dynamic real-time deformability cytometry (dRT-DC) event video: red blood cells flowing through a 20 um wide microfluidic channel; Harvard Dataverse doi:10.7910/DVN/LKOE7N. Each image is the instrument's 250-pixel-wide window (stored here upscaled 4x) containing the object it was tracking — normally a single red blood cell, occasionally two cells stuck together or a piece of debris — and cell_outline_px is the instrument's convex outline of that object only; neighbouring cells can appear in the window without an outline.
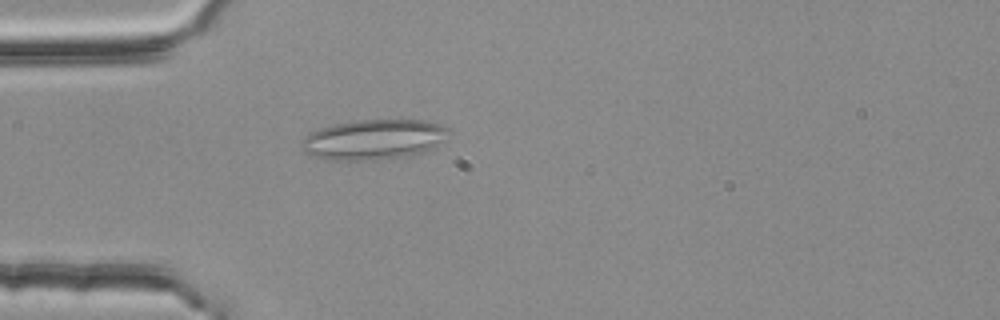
{"species": "common noctule bat (a hibernating species)", "species_latin": "Nyctalus noctula", "temperature_condition": "room temperature", "stored_images_in_passage": 48, "segment_of_instrument_passage": [1, 2], "camera_frame_rate_fps": 3000, "um_per_image_px": 0.085, "animal": {"sex": "female", "body_mass_g": 25.1}, "frame": {"image": 1, "passage_image": 9, "time_ms": 2.667, "image_size_px": [1000, 320], "cell_outline_px": [[452, 132], [448, 140], [432, 148], [408, 156], [380, 160], [328, 160], [312, 156], [304, 152], [300, 148], [300, 144], [304, 136], [320, 128], [332, 124], [356, 120], [428, 120], [440, 124], [448, 128]], "centroid_in_image_um": [31.79, 11.86], "position_along_channel_um": 53.2, "area_um2": 35.08}}